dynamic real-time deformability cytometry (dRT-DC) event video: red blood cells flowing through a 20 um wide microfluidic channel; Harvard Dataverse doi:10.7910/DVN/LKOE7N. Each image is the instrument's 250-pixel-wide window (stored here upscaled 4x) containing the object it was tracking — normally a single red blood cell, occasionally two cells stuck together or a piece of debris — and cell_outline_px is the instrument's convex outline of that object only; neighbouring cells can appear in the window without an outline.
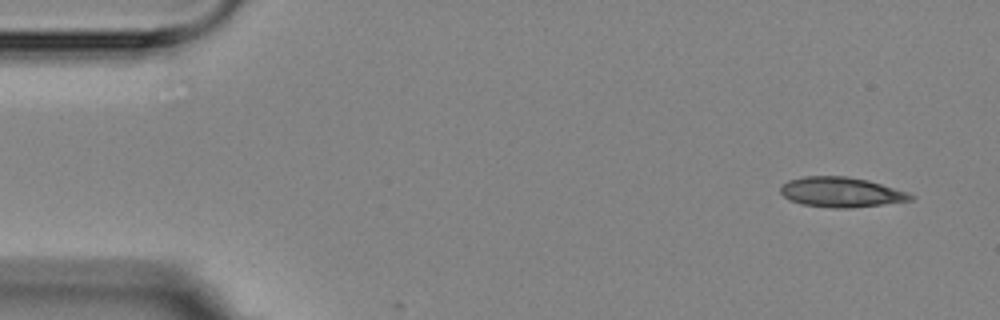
{"species": "Egyptian fruit bat (a non-hibernating species)", "species_latin": "Rousettus aegyptiacus", "temperature_condition": "room temperature", "stored_images_in_passage": 4, "camera_frame_rate_fps": 3000, "um_per_image_px": 0.085, "animal": {"sex": "female"}, "frame": {"image": 1, "passage_image": 1, "time_ms": 0.0, "image_size_px": [1000, 320], "cell_outline_px": [[916, 196], [912, 200], [852, 208], [832, 208], [800, 204], [788, 200], [780, 192], [780, 184], [788, 180], [804, 176], [848, 176], [868, 180], [908, 192]], "centroid_in_image_um": [71.46, 16.33], "position_along_channel_um": 13.5, "area_um2": 22.95}}